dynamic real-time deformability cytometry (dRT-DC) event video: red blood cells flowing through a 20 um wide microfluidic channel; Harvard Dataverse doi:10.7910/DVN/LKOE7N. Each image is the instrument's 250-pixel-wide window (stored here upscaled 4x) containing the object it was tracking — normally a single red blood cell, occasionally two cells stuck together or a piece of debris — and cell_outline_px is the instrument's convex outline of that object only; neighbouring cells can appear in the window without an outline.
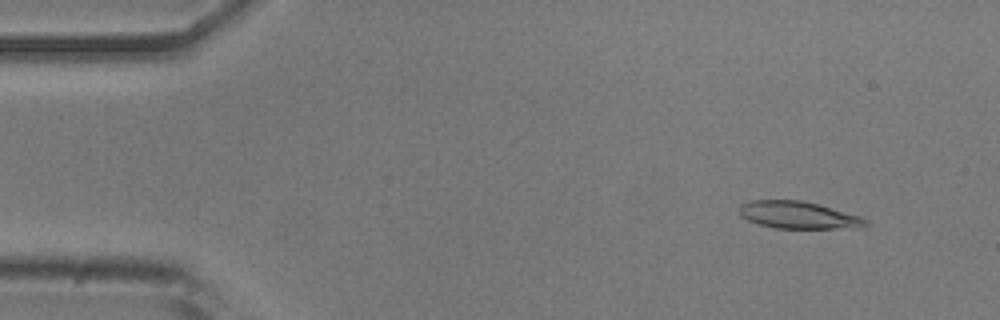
{"species": "common noctule bat (a hibernating species)", "species_latin": "Nyctalus noctula", "temperature_condition": "room temperature", "stored_images_in_passage": 53, "camera_frame_rate_fps": 3000, "um_per_image_px": 0.085, "animal": {"sex": "male", "body_mass_g": 20.5, "forearm_length_mm": 52.5}, "frame": {"image": 1, "passage_image": 5, "time_ms": 1.333, "image_size_px": [1000, 320], "cell_outline_px": [[868, 224], [864, 228], [776, 228], [760, 224], [748, 220], [740, 216], [740, 204], [748, 200], [800, 200], [816, 204], [860, 216], [868, 220]], "centroid_in_image_um": [67.86, 18.28], "position_along_channel_um": 17.1, "area_um2": 19.94}}
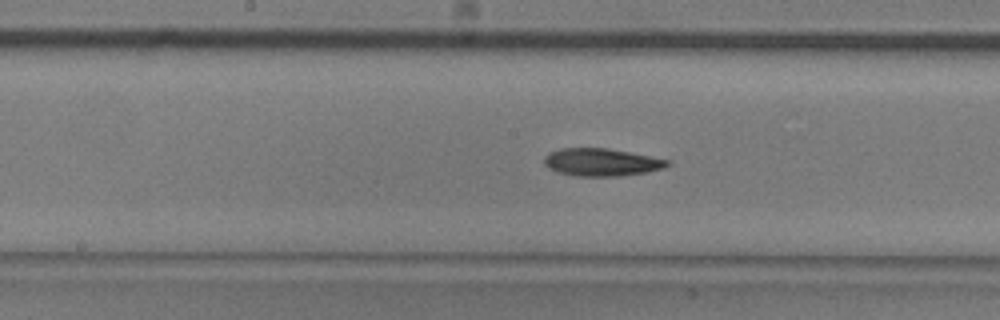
{"frame": {"image": 2, "passage_image": 26, "time_ms": 8.333, "image_size_px": [1000, 320], "cell_outline_px": [[672, 164], [664, 168], [648, 172], [620, 176], [576, 176], [556, 172], [548, 168], [544, 164], [544, 156], [548, 152], [560, 148], [608, 148], [668, 160]], "centroid_in_image_um": [51.09, 13.79], "position_along_channel_um": 197.1, "area_um2": 19.94}}
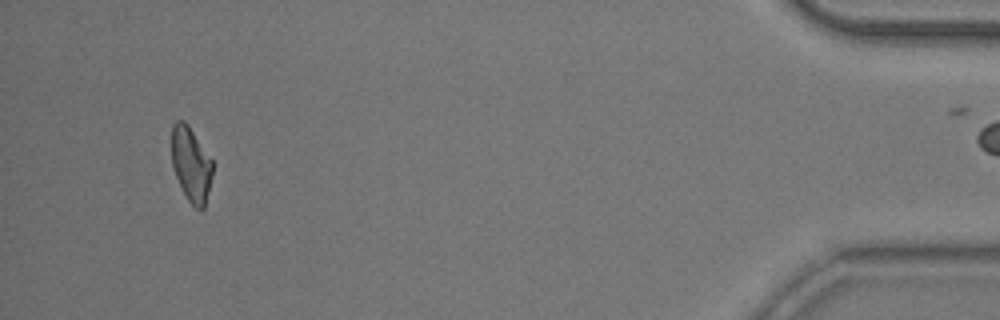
{"frame": {"image": 3, "passage_image": 49, "time_ms": 16.0, "image_size_px": [1000, 320], "cell_outline_px": [[212, 176], [204, 208], [200, 212], [188, 200], [176, 176], [172, 164], [172, 124], [176, 120], [184, 120], [188, 124], [212, 160]], "centroid_in_image_um": [16.24, 13.95], "position_along_channel_um": 419.0, "area_um2": 17.63}, "authors_computed_cell_mechanics": {"area_um2": 19.7098, "velocity_mm_per_s": 3.8897, "shape_relaxation_time_tau1_ms": 5.6391, "shape_relaxation_time_tau2_ms": null, "deformation_change_tau1": 0.1579, "deformation_change_tau2": null}}